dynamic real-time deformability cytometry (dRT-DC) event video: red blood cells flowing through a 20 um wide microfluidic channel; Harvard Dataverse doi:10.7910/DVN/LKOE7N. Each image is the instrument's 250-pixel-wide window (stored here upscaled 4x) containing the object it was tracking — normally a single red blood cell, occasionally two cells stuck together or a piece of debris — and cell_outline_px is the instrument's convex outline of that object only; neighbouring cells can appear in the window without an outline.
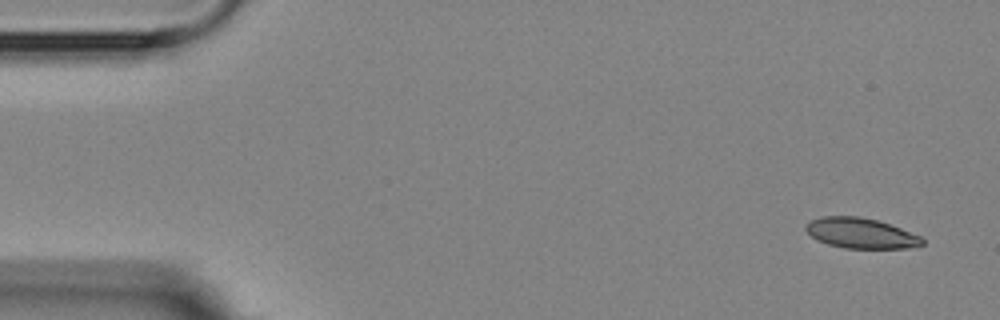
{"species": "Egyptian fruit bat (a non-hibernating species)", "species_latin": "Rousettus aegyptiacus", "temperature_condition": "room temperature", "stored_images_in_passage": 4, "camera_frame_rate_fps": 3000, "um_per_image_px": 0.085, "animal": {"sex": "female"}, "frame": {"image": 1, "passage_image": 1, "time_ms": 0.0, "image_size_px": [1000, 320], "cell_outline_px": [[924, 244], [908, 248], [844, 248], [828, 244], [816, 240], [804, 228], [804, 224], [820, 216], [860, 216], [876, 220], [900, 228], [920, 236], [924, 240]], "centroid_in_image_um": [73.13, 19.82], "position_along_channel_um": 11.9, "area_um2": 20.52}}
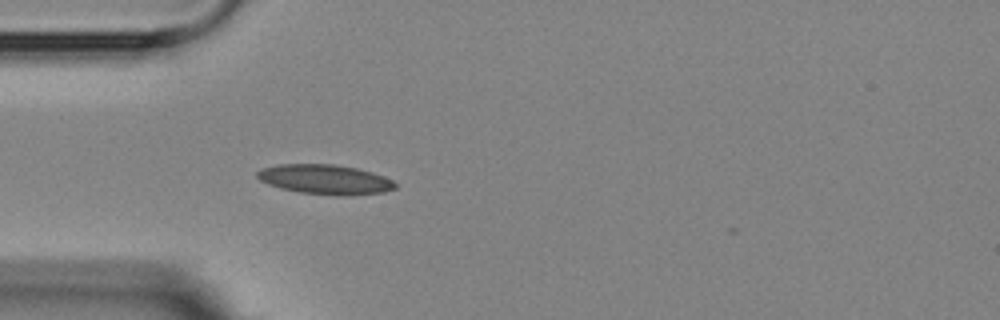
{"frame": {"image": 2, "passage_image": 4, "time_ms": 4.333, "image_size_px": [1000, 320], "cell_outline_px": [[396, 188], [384, 192], [352, 196], [336, 196], [300, 192], [280, 188], [268, 184], [260, 180], [256, 176], [256, 172], [264, 168], [276, 164], [336, 164], [356, 168], [372, 172], [384, 176], [392, 180], [396, 184]], "centroid_in_image_um": [27.65, 15.26], "position_along_channel_um": 57.3, "area_um2": 24.1}}